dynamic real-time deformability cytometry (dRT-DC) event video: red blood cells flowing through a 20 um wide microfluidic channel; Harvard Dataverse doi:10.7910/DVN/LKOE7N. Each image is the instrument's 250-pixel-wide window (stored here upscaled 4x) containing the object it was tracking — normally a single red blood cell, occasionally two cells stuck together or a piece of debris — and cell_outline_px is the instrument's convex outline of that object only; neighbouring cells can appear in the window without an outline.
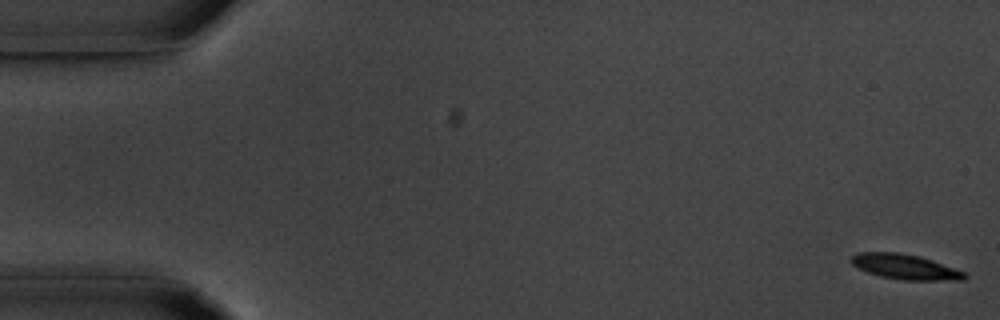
{"species": "common noctule bat (a hibernating species)", "species_latin": "Nyctalus noctula", "temperature_condition": "room temperature", "stored_images_in_passage": 33, "camera_frame_rate_fps": 3000, "um_per_image_px": 0.085, "animal": {"sex": "male", "body_mass_g": 20.1, "forearm_length_mm": 53.5}, "frame": {"image": 1, "passage_image": 1, "time_ms": 0.0, "image_size_px": [1000, 320], "cell_outline_px": [[968, 276], [964, 280], [904, 280], [880, 276], [868, 272], [852, 264], [848, 260], [856, 252], [900, 252], [920, 256], [932, 260], [964, 272]], "centroid_in_image_um": [76.91, 22.67], "position_along_channel_um": 8.1, "area_um2": 16.53}}
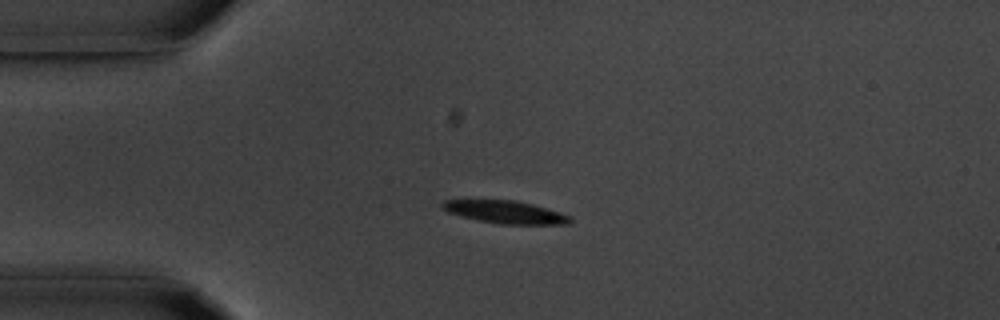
{"frame": {"image": 2, "passage_image": 13, "time_ms": 4.0, "image_size_px": [1000, 320], "cell_outline_px": [[572, 220], [568, 224], [500, 224], [480, 220], [448, 212], [440, 208], [440, 204], [444, 200], [516, 200], [532, 204], [560, 212], [572, 216]], "centroid_in_image_um": [42.97, 18.02], "position_along_channel_um": 42.0, "area_um2": 16.76}}
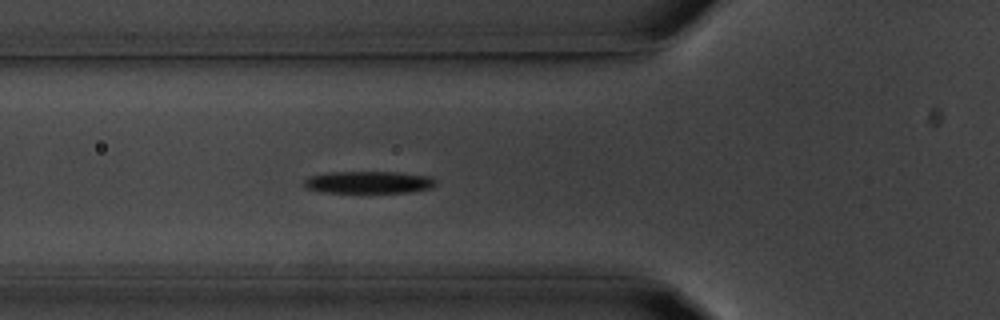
{"frame": {"image": 3, "passage_image": 19, "time_ms": 6.0, "image_size_px": [1000, 320], "cell_outline_px": [[436, 184], [432, 188], [408, 192], [320, 192], [304, 188], [304, 180], [308, 176], [328, 172], [396, 172], [428, 176], [436, 180]], "centroid_in_image_um": [31.29, 15.49], "position_along_channel_um": 94.5, "area_um2": 17.05}}